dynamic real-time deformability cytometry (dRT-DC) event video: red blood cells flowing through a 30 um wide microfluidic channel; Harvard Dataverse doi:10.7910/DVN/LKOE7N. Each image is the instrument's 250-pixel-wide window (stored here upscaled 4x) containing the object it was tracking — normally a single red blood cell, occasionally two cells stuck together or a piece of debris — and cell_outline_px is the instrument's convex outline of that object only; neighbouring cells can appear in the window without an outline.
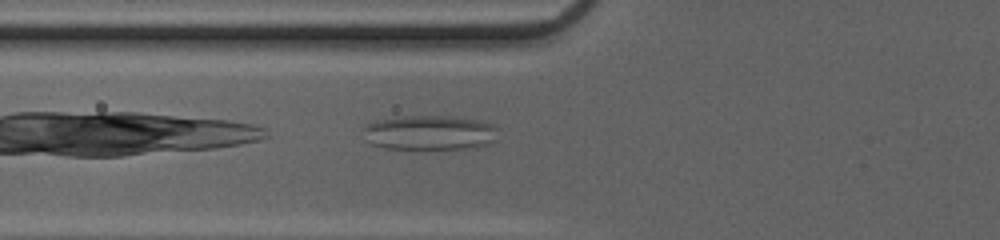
{"species": "common noctule bat (a hibernating species)", "species_latin": "Nyctalus noctula", "temperature_condition": "cold", "stored_images_in_passage": 33, "camera_frame_rate_fps": 3000, "um_per_image_px": 0.085, "animal": {"sex": "female", "body_mass_g": 20.0, "forearm_length_mm": 54.0}, "frame": {"image": 1, "passage_image": 3, "time_ms": 0.667, "image_size_px": [1000, 240], "cell_outline_px": [[496, 140], [488, 144], [476, 148], [384, 148], [372, 144], [364, 128], [368, 124], [376, 120], [404, 116], [448, 116], [480, 120], [492, 124], [496, 128]], "centroid_in_image_um": [36.59, 11.27], "position_along_channel_um": 89.2, "area_um2": 26.82}}
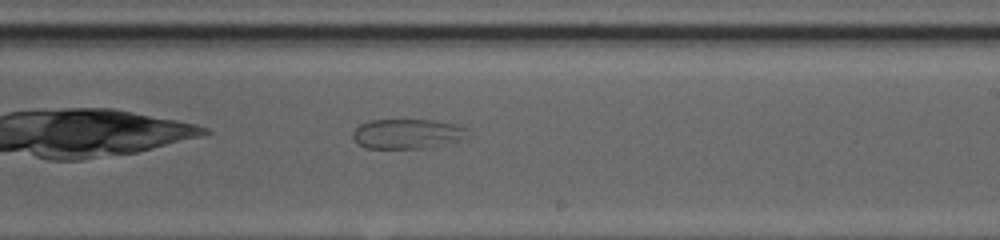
{"frame": {"image": 2, "passage_image": 15, "time_ms": 4.667, "image_size_px": [1000, 240], "cell_outline_px": [[468, 128], [460, 140], [432, 148], [364, 148], [352, 136], [352, 132], [360, 124], [372, 120], [436, 120], [456, 124]], "centroid_in_image_um": [34.62, 11.37], "position_along_channel_um": 254.4, "area_um2": 19.88}}
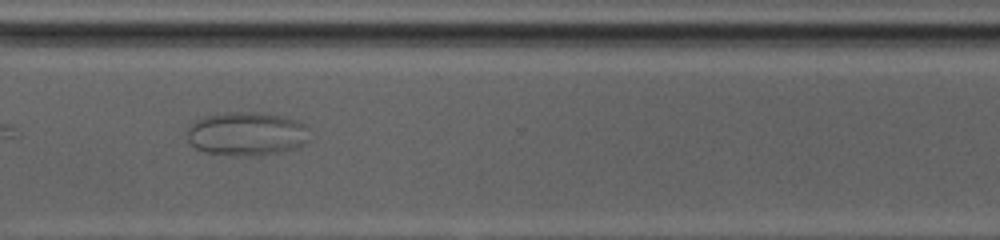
{"frame": {"image": 3, "passage_image": 22, "time_ms": 7.0, "image_size_px": [1000, 240], "cell_outline_px": [[304, 144], [292, 148], [276, 152], [256, 156], [244, 156], [204, 152], [196, 148], [188, 140], [188, 128], [196, 120], [204, 116], [228, 112], [256, 112], [280, 116], [304, 124]], "centroid_in_image_um": [20.86, 11.37], "position_along_channel_um": 349.7, "area_um2": 30.29}}